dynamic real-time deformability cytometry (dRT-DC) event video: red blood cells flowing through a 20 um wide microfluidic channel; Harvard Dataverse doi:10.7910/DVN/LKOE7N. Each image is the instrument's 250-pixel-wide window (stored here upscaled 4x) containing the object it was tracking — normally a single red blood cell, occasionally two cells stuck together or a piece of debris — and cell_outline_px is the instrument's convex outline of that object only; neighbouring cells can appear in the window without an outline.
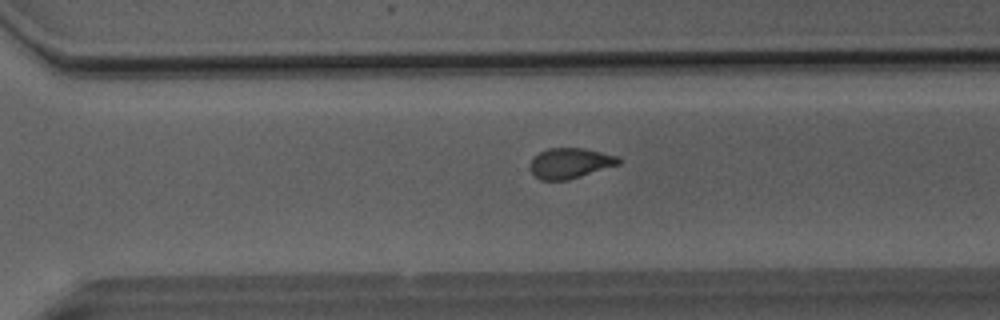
{"species": "Egyptian fruit bat (a non-hibernating species)", "species_latin": "Rousettus aegyptiacus", "temperature_condition": "room temperature", "stored_images_in_passage": 39, "camera_frame_rate_fps": 3000, "um_per_image_px": 0.085, "animal": {"sex": "male"}, "frame": {"image": 1, "passage_image": 24, "time_ms": 7.667, "image_size_px": [1000, 320], "cell_outline_px": [[624, 160], [620, 164], [568, 180], [540, 180], [528, 168], [532, 156], [548, 148], [584, 148], [616, 156]], "centroid_in_image_um": [48.44, 13.87], "position_along_channel_um": 322.2, "area_um2": 15.78}}
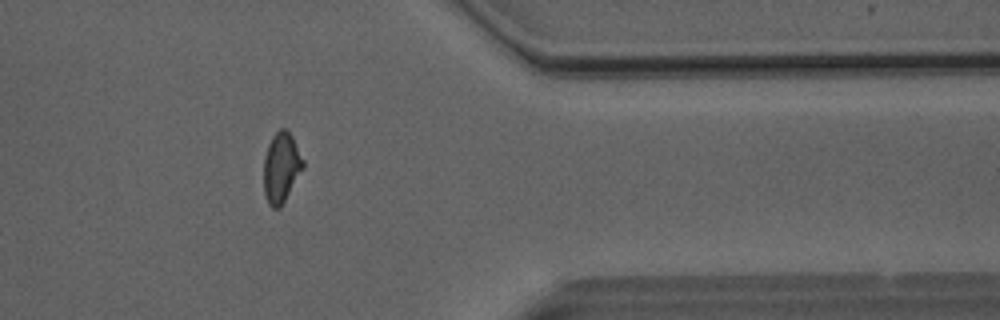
{"frame": {"image": 2, "passage_image": 30, "time_ms": 9.667, "image_size_px": [1000, 320], "cell_outline_px": [[304, 168], [280, 208], [272, 208], [268, 204], [264, 196], [264, 156], [268, 144], [272, 136], [280, 128], [288, 128], [304, 160]], "centroid_in_image_um": [23.91, 14.23], "position_along_channel_um": 387.5, "area_um2": 16.3}}
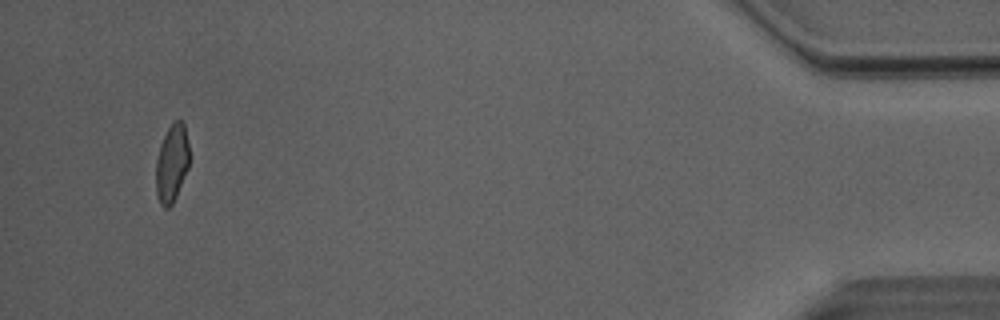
{"frame": {"image": 3, "passage_image": 37, "time_ms": 12.0, "image_size_px": [1000, 320], "cell_outline_px": [[188, 168], [176, 196], [172, 204], [168, 208], [164, 208], [160, 204], [156, 192], [156, 160], [160, 144], [168, 128], [176, 120], [180, 120], [184, 124], [188, 144]], "centroid_in_image_um": [14.59, 13.9], "position_along_channel_um": 420.6, "area_um2": 14.91}, "authors_computed_cell_mechanics": {"area_um2": 16.2418, "velocity_mm_per_s": 4.0543, "shape_relaxation_time_tau1_ms": null, "shape_relaxation_time_tau2_ms": 0.8298, "deformation_change_tau1": null, "deformation_change_tau2": 0.064}}